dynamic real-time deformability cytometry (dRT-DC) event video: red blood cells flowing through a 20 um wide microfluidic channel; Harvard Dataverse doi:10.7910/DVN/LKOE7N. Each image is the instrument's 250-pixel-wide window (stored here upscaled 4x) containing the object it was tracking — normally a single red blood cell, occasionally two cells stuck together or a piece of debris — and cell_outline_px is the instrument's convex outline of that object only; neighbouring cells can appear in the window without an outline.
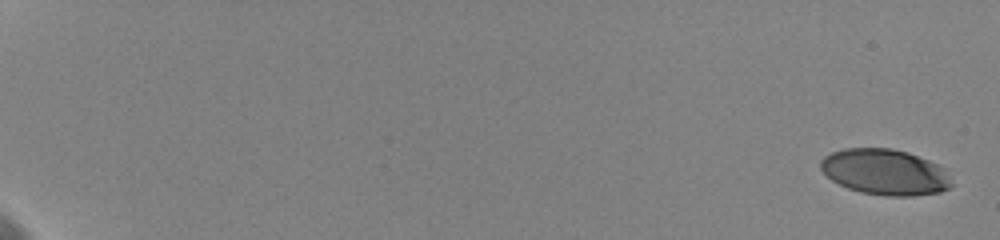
{"species": "human", "species_latin": "Homo sapiens", "temperature_condition": "cold", "stored_images_in_passage": 22, "camera_frame_rate_fps": 3000, "um_per_image_px": 0.085, "donor": {"sex": "female"}, "frame": {"image": 1, "passage_image": 1, "time_ms": 0.0, "image_size_px": [1000, 240], "cell_outline_px": [[952, 184], [948, 188], [940, 192], [912, 196], [888, 196], [860, 192], [848, 188], [832, 180], [820, 168], [820, 160], [824, 156], [832, 152], [844, 148], [892, 148], [908, 152], [928, 160], [944, 168]], "centroid_in_image_um": [75.21, 14.62], "position_along_channel_um": 9.8, "area_um2": 34.85}}
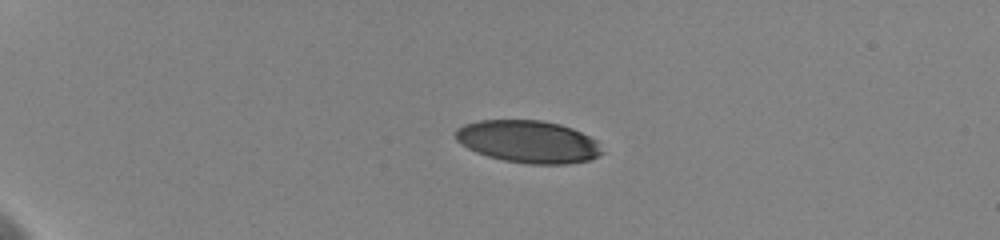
{"frame": {"image": 2, "passage_image": 10, "time_ms": 5.0, "image_size_px": [1000, 240], "cell_outline_px": [[604, 152], [588, 160], [564, 164], [528, 164], [504, 160], [488, 156], [476, 152], [460, 144], [456, 140], [456, 128], [464, 124], [480, 120], [540, 120], [560, 124], [572, 128], [596, 140]], "centroid_in_image_um": [44.88, 12.03], "position_along_channel_um": 40.1, "area_um2": 36.07}}
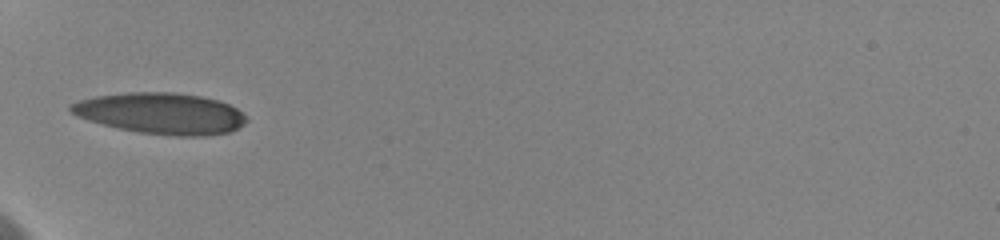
{"frame": {"image": 3, "passage_image": 13, "time_ms": 7.667, "image_size_px": [1000, 240], "cell_outline_px": [[248, 120], [244, 124], [232, 132], [204, 136], [176, 136], [140, 132], [120, 128], [88, 120], [76, 116], [68, 108], [68, 104], [80, 100], [96, 96], [128, 92], [172, 92], [200, 96], [220, 100], [236, 108]], "centroid_in_image_um": [13.69, 9.64], "position_along_channel_um": 71.3, "area_um2": 42.02}}